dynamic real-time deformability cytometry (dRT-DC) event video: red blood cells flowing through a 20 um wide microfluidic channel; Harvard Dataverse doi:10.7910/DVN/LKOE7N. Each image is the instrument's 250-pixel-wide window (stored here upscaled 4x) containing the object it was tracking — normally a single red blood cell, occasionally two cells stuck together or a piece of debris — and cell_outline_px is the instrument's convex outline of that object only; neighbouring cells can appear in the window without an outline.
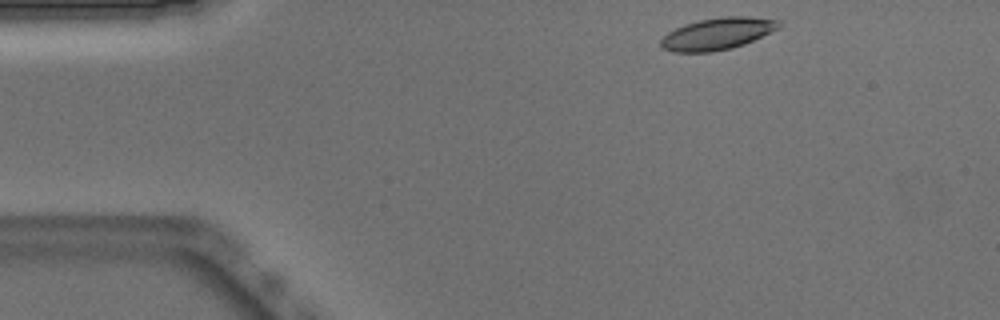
{"species": "Egyptian fruit bat (a non-hibernating species)", "species_latin": "Rousettus aegyptiacus", "temperature_condition": "warm", "stored_images_in_passage": 45, "camera_frame_rate_fps": 3000, "um_per_image_px": 0.085, "animal": {"sex": "male"}, "frame": {"image": 1, "passage_image": 1, "time_ms": 0.0, "image_size_px": [1000, 320], "cell_outline_px": [[780, 28], [744, 44], [732, 48], [712, 52], [672, 52], [664, 48], [660, 44], [660, 40], [668, 32], [684, 24], [700, 20], [720, 16], [748, 16], [780, 20]], "centroid_in_image_um": [60.99, 2.86], "position_along_channel_um": 24.0, "area_um2": 21.96}}
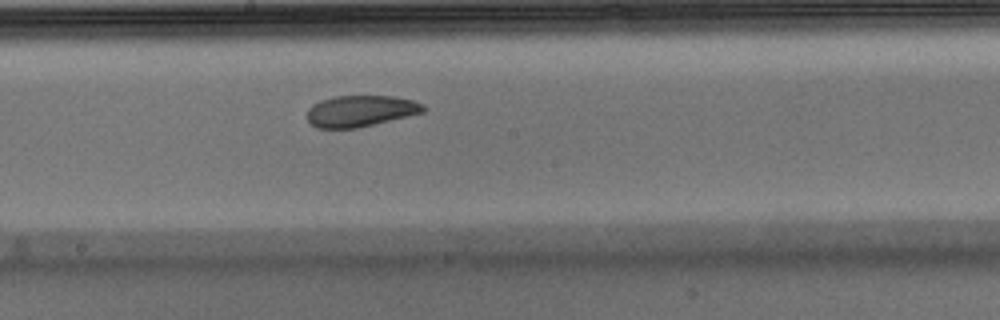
{"frame": {"image": 2, "passage_image": 21, "time_ms": 6.667, "image_size_px": [1000, 320], "cell_outline_px": [[424, 112], [356, 128], [316, 128], [308, 120], [308, 108], [312, 104], [320, 100], [336, 96], [392, 96], [412, 100], [424, 104]], "centroid_in_image_um": [30.62, 9.43], "position_along_channel_um": 217.6, "area_um2": 20.98}}
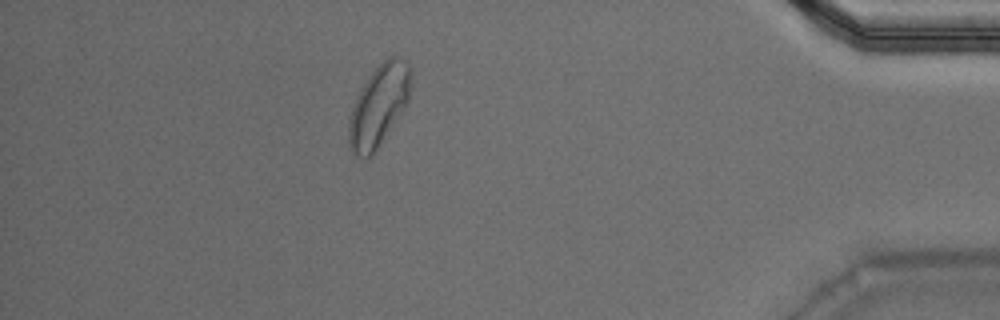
{"frame": {"image": 3, "passage_image": 39, "time_ms": 12.667, "image_size_px": [1000, 320], "cell_outline_px": [[412, 76], [408, 100], [404, 108], [372, 156], [360, 156], [352, 152], [348, 148], [348, 116], [356, 96], [360, 88], [368, 76], [388, 56], [400, 56], [412, 68]], "centroid_in_image_um": [32.18, 8.94], "position_along_channel_um": 403.0, "area_um2": 29.54}, "authors_computed_cell_mechanics": {"area_um2": 22.3108, "velocity_mm_per_s": 3.8768, "shape_relaxation_time_tau1_ms": 3.9043, "shape_relaxation_time_tau2_ms": 3.2974, "deformation_change_tau1": 0.1188, "deformation_change_tau2": 0.0719}}